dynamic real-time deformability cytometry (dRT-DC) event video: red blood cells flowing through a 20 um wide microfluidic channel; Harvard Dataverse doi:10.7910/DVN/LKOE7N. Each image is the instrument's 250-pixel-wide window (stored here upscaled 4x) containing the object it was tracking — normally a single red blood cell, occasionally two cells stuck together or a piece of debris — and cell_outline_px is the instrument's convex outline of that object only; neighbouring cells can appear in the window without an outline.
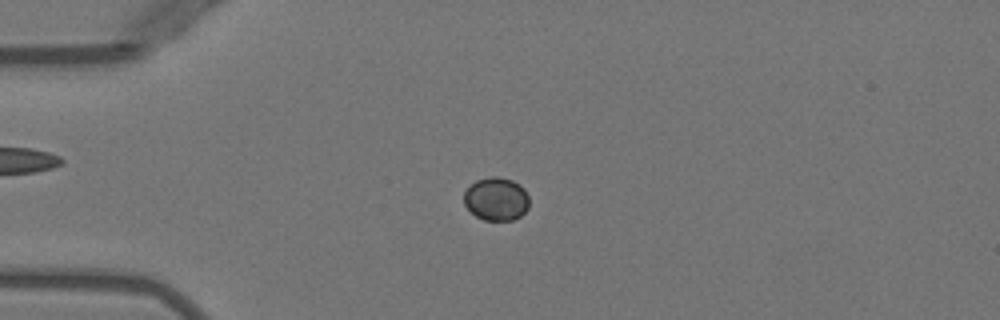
{"species": "Egyptian fruit bat (a non-hibernating species)", "species_latin": "Rousettus aegyptiacus", "temperature_condition": "warm", "stored_images_in_passage": 41, "camera_frame_rate_fps": 3000, "um_per_image_px": 0.085, "animal": {"sex": "female"}, "frame": {"image": 1, "passage_image": 9, "time_ms": 2.667, "image_size_px": [1000, 320], "cell_outline_px": [[528, 208], [520, 216], [512, 220], [484, 220], [476, 216], [464, 204], [464, 192], [476, 180], [492, 176], [496, 176], [512, 180], [520, 184], [524, 188], [528, 196]], "centroid_in_image_um": [42.19, 16.91], "position_along_channel_um": 42.8, "area_um2": 16.36}}
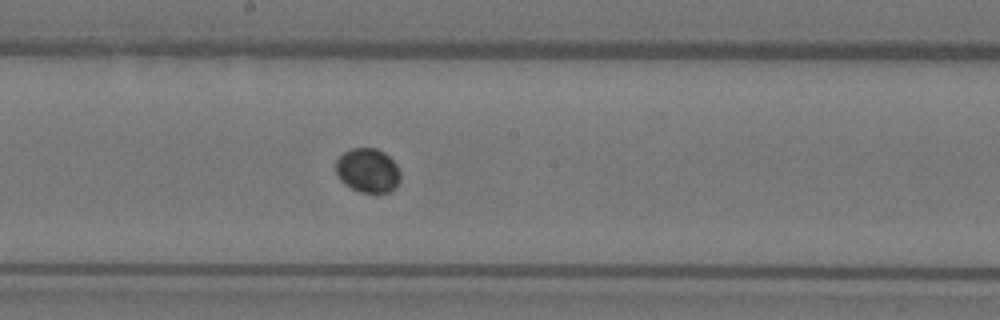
{"frame": {"image": 2, "passage_image": 24, "time_ms": 7.667, "image_size_px": [1000, 320], "cell_outline_px": [[400, 180], [388, 192], [360, 192], [344, 184], [340, 180], [336, 172], [336, 160], [344, 152], [352, 148], [376, 148], [384, 152], [396, 164], [400, 172]], "centroid_in_image_um": [31.24, 14.47], "position_along_channel_um": 217.0, "area_um2": 16.47}}
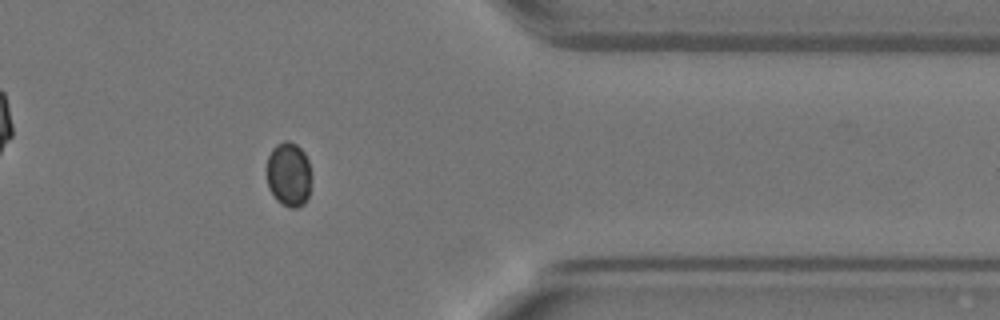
{"frame": {"image": 3, "passage_image": 38, "time_ms": 12.333, "image_size_px": [1000, 320], "cell_outline_px": [[312, 176], [308, 196], [304, 204], [296, 208], [288, 208], [276, 200], [268, 188], [268, 156], [272, 148], [276, 144], [284, 140], [288, 140], [296, 144], [304, 152], [308, 160]], "centroid_in_image_um": [24.56, 14.82], "position_along_channel_um": 386.8, "area_um2": 16.99}}